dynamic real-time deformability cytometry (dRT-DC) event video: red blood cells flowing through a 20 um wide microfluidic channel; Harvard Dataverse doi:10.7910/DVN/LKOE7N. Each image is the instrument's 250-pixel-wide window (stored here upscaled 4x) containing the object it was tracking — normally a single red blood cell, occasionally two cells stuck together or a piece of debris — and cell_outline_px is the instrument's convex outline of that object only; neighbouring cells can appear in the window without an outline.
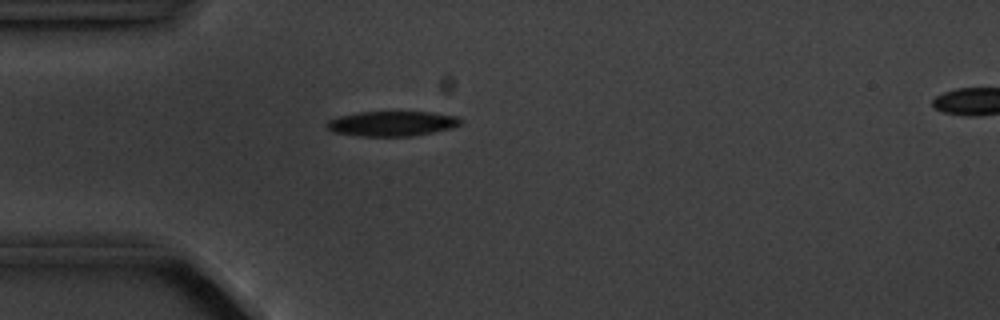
{"species": "common noctule bat (a hibernating species)", "species_latin": "Nyctalus noctula", "temperature_condition": "cold", "stored_images_in_passage": 5, "camera_frame_rate_fps": 3000, "um_per_image_px": 0.085, "animal": {"sex": "male", "body_mass_g": 20.1, "forearm_length_mm": 53.5}, "frame": {"image": 1, "passage_image": 5, "time_ms": 5.667, "image_size_px": [1000, 320], "cell_outline_px": [[464, 120], [460, 124], [452, 128], [412, 136], [360, 136], [332, 132], [324, 128], [324, 124], [328, 120], [340, 116], [360, 112], [432, 112], [456, 116]], "centroid_in_image_um": [33.28, 10.51], "position_along_channel_um": 51.7, "area_um2": 19.59}}